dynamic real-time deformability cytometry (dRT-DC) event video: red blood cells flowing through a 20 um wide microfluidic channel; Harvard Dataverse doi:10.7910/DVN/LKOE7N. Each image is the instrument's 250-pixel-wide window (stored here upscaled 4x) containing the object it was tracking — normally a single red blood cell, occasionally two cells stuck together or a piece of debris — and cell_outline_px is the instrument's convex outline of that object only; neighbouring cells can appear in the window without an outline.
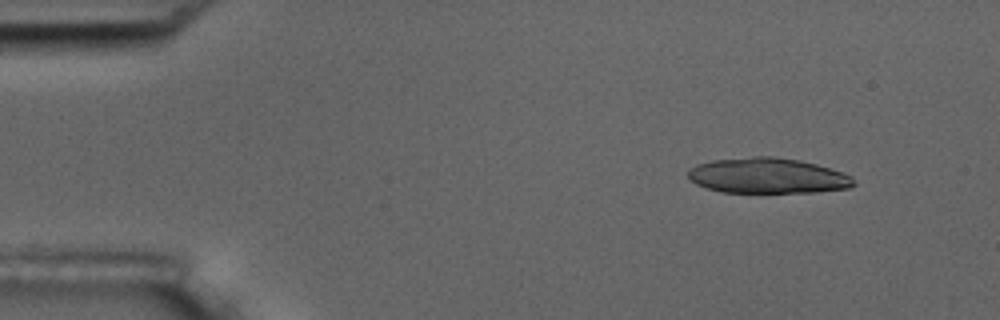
{"species": "common noctule bat (a hibernating species)", "species_latin": "Nyctalus noctula", "temperature_condition": "room temperature", "stored_images_in_passage": 4, "camera_frame_rate_fps": 3000, "um_per_image_px": 0.085, "animal": {"sex": "male", "body_mass_g": 17.5, "forearm_length_mm": 52.3}, "frame": {"image": 1, "passage_image": 1, "time_ms": 0.0, "image_size_px": [1000, 320], "cell_outline_px": [[856, 184], [848, 188], [816, 192], [720, 192], [696, 184], [688, 176], [688, 168], [696, 164], [712, 160], [752, 156], [772, 156], [800, 160], [816, 164], [852, 176]], "centroid_in_image_um": [65.22, 14.93], "position_along_channel_um": 19.8, "area_um2": 34.22}}
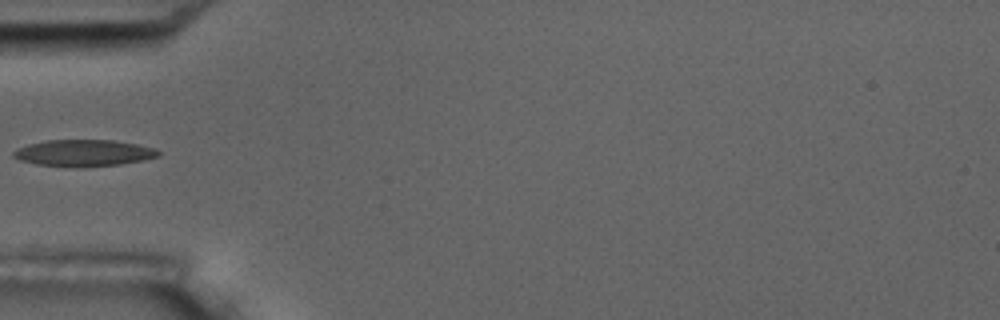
{"frame": {"image": 2, "passage_image": 4, "time_ms": 4.333, "image_size_px": [1000, 320], "cell_outline_px": [[160, 156], [144, 160], [120, 164], [80, 168], [36, 164], [20, 160], [12, 156], [12, 152], [16, 148], [28, 144], [44, 140], [112, 140], [136, 144], [156, 148], [160, 152]], "centroid_in_image_um": [7.1, 13.01], "position_along_channel_um": 77.9, "area_um2": 22.72}}